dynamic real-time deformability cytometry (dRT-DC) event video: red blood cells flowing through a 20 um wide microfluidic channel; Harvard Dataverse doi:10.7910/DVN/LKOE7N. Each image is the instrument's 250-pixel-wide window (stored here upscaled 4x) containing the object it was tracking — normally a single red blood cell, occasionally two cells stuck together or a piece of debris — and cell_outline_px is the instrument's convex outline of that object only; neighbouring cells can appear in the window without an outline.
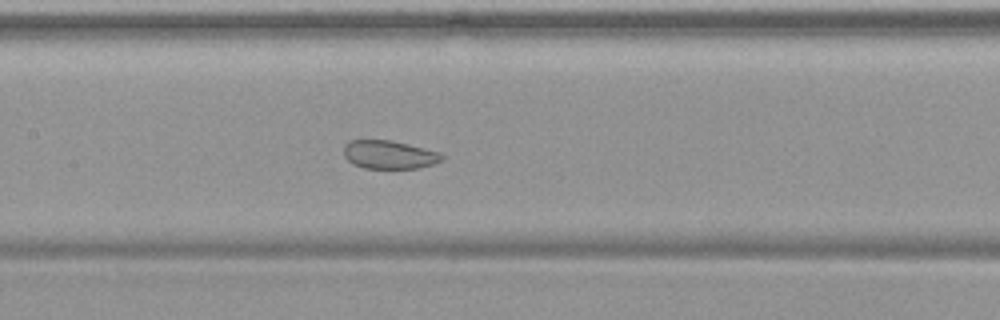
{"species": "common noctule bat (a hibernating species)", "species_latin": "Nyctalus noctula", "temperature_condition": "warm", "stored_images_in_passage": 55, "camera_frame_rate_fps": 3000, "um_per_image_px": 0.085, "animal": {"sex": "female", "body_mass_g": 19.9}, "frame": {"image": 1, "passage_image": 27, "time_ms": 8.667, "image_size_px": [1000, 320], "cell_outline_px": [[444, 160], [432, 164], [416, 168], [364, 168], [352, 164], [344, 156], [344, 144], [348, 140], [392, 140], [440, 152], [444, 156]], "centroid_in_image_um": [33.06, 13.14], "position_along_channel_um": 174.3, "area_um2": 16.3}}
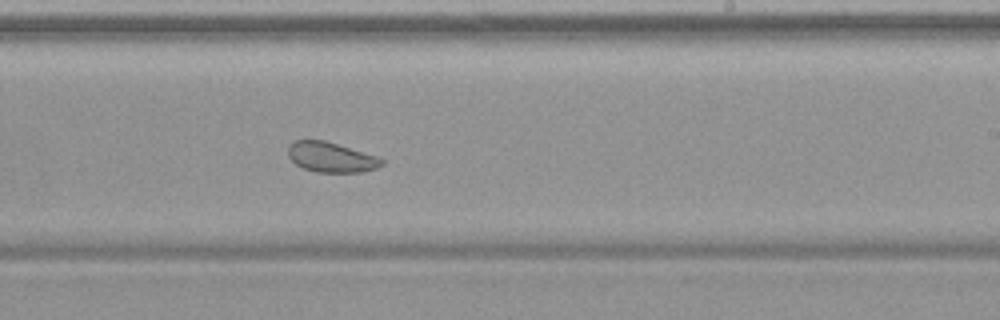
{"frame": {"image": 2, "passage_image": 34, "time_ms": 11.0, "image_size_px": [1000, 320], "cell_outline_px": [[384, 164], [376, 168], [364, 172], [316, 172], [304, 168], [296, 164], [288, 156], [288, 144], [296, 140], [324, 140], [376, 156], [384, 160]], "centroid_in_image_um": [28.13, 13.37], "position_along_channel_um": 260.9, "area_um2": 16.3}}
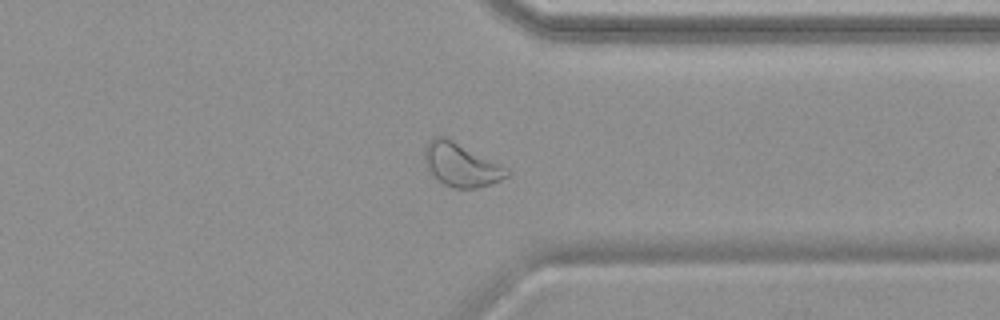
{"frame": {"image": 3, "passage_image": 43, "time_ms": 14.0, "image_size_px": [1000, 320], "cell_outline_px": [[512, 172], [508, 176], [500, 180], [476, 188], [456, 188], [444, 184], [428, 168], [424, 160], [424, 148], [432, 136], [444, 136], [508, 168]], "centroid_in_image_um": [39.2, 13.99], "position_along_channel_um": 372.2, "area_um2": 20.4}, "authors_computed_cell_mechanics": {"area_um2": 23.9292, "velocity_mm_per_s": 3.7318, "shape_relaxation_time_tau1_ms": null, "shape_relaxation_time_tau2_ms": 1.3747, "deformation_change_tau1": null, "deformation_change_tau2": 0.0623}}